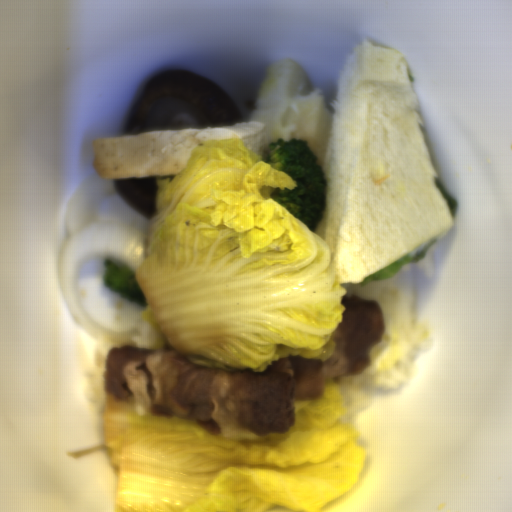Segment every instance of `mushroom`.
<instances>
[{
    "label": "mushroom",
    "mask_w": 512,
    "mask_h": 512,
    "mask_svg": "<svg viewBox=\"0 0 512 512\" xmlns=\"http://www.w3.org/2000/svg\"><path fill=\"white\" fill-rule=\"evenodd\" d=\"M237 122L246 121L225 88L202 73L166 69L147 79L131 105L125 134L205 129Z\"/></svg>",
    "instance_id": "mushroom-1"
},
{
    "label": "mushroom",
    "mask_w": 512,
    "mask_h": 512,
    "mask_svg": "<svg viewBox=\"0 0 512 512\" xmlns=\"http://www.w3.org/2000/svg\"><path fill=\"white\" fill-rule=\"evenodd\" d=\"M156 178L113 179L114 190L132 210L150 219L158 211Z\"/></svg>",
    "instance_id": "mushroom-2"
}]
</instances>
